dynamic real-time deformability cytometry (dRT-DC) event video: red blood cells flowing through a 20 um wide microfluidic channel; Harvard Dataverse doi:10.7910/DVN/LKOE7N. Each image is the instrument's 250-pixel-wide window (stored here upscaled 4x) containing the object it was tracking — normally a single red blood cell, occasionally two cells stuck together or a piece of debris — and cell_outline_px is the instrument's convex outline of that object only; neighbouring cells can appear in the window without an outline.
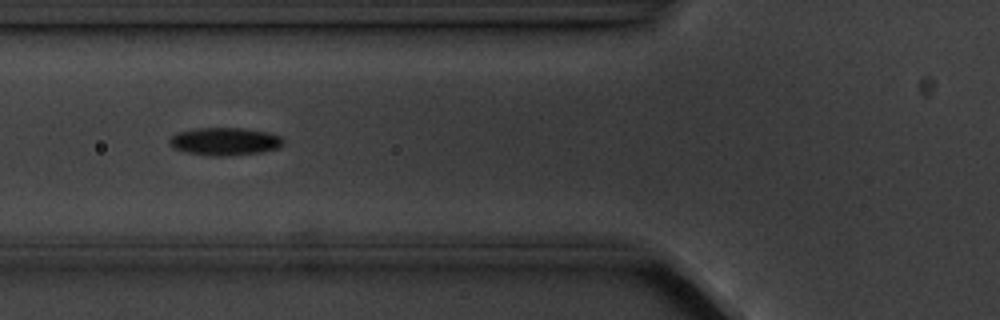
{"species": "common noctule bat (a hibernating species)", "species_latin": "Nyctalus noctula", "temperature_condition": "cold", "stored_images_in_passage": 8, "camera_frame_rate_fps": 3000, "um_per_image_px": 0.085, "animal": {"sex": "male", "body_mass_g": 20.1, "forearm_length_mm": 53.5}, "frame": {"image": 1, "passage_image": 5, "time_ms": 4.667, "image_size_px": [1000, 320], "cell_outline_px": [[284, 144], [280, 148], [260, 152], [228, 156], [212, 156], [184, 152], [172, 148], [168, 144], [168, 140], [176, 132], [196, 128], [244, 128], [268, 132], [280, 136], [284, 140]], "centroid_in_image_um": [19.09, 12.02], "position_along_channel_um": 106.7, "area_um2": 18.73}}